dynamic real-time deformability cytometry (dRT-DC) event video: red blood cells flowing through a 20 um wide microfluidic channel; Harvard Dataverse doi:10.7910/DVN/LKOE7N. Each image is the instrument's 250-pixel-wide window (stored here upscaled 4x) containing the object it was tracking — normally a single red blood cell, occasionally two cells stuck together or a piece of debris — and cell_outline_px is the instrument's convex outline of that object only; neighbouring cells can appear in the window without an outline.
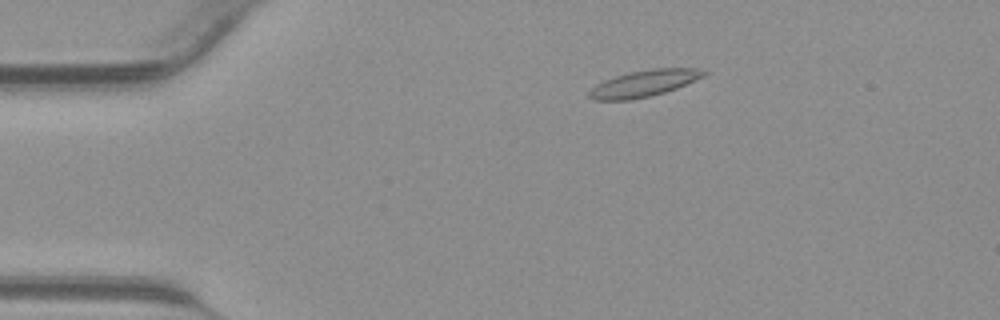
{"species": "common noctule bat (a hibernating species)", "species_latin": "Nyctalus noctula", "temperature_condition": "warm", "stored_images_in_passage": 43, "camera_frame_rate_fps": 3000, "um_per_image_px": 0.085, "animal": {"sex": "male", "body_mass_g": 23.1, "forearm_length_mm": 52.7}, "frame": {"image": 1, "passage_image": 8, "time_ms": 2.333, "image_size_px": [1000, 320], "cell_outline_px": [[708, 72], [704, 76], [676, 88], [664, 92], [632, 100], [592, 100], [588, 96], [588, 92], [596, 84], [604, 80], [628, 72], [652, 68], [696, 68]], "centroid_in_image_um": [54.71, 7.09], "position_along_channel_um": 30.3, "area_um2": 17.63}}
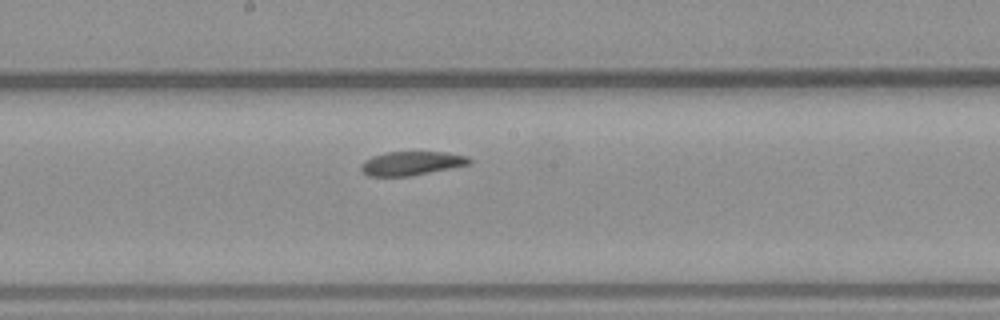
{"frame": {"image": 2, "passage_image": 23, "time_ms": 7.333, "image_size_px": [1000, 320], "cell_outline_px": [[472, 164], [412, 176], [368, 176], [360, 172], [360, 164], [364, 160], [372, 156], [384, 152], [444, 152], [468, 156], [472, 160]], "centroid_in_image_um": [34.96, 13.89], "position_along_channel_um": 213.2, "area_um2": 15.37}}
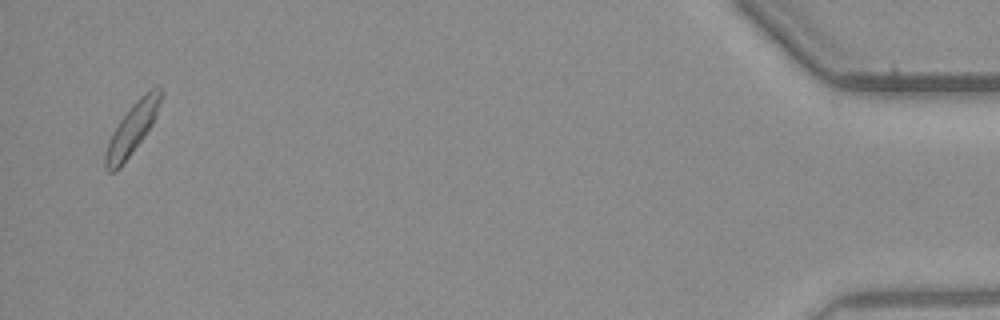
{"frame": {"image": 3, "passage_image": 42, "time_ms": 13.667, "image_size_px": [1000, 320], "cell_outline_px": [[160, 100], [156, 116], [152, 124], [144, 136], [120, 168], [116, 172], [108, 172], [104, 168], [104, 156], [108, 140], [112, 132], [120, 120], [132, 104], [144, 92], [156, 84], [160, 84]], "centroid_in_image_um": [11.2, 10.96], "position_along_channel_um": 424.0, "area_um2": 16.47}}